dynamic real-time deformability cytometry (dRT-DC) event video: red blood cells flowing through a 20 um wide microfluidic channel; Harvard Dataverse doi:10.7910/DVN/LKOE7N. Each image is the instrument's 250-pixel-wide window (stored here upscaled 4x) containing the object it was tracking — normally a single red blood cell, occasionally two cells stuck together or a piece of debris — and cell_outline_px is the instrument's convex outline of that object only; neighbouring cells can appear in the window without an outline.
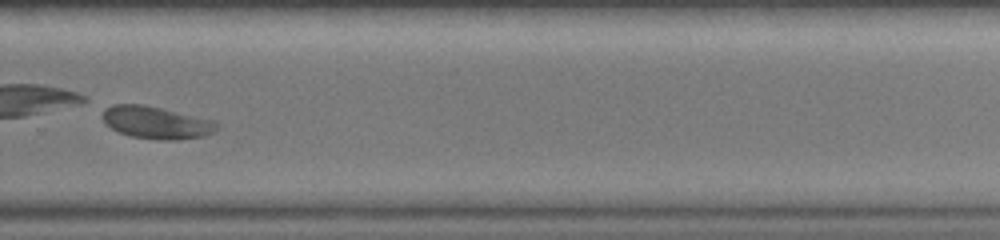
{"species": "common noctule bat (a hibernating species)", "species_latin": "Nyctalus noctula", "temperature_condition": "warm", "stored_images_in_passage": 29, "camera_frame_rate_fps": 3000, "um_per_image_px": 0.085, "animal": {"sex": "female", "body_mass_g": 19.0, "forearm_length_mm": 51.5}, "frame": {"image": 1, "passage_image": 21, "time_ms": 6.667, "image_size_px": [1000, 240], "cell_outline_px": [[220, 124], [212, 132], [204, 136], [176, 140], [160, 140], [132, 136], [120, 132], [104, 124], [100, 116], [100, 112], [104, 108], [112, 104], [144, 104], [216, 120]], "centroid_in_image_um": [13.25, 10.39], "position_along_channel_um": 316.5, "area_um2": 21.91}}